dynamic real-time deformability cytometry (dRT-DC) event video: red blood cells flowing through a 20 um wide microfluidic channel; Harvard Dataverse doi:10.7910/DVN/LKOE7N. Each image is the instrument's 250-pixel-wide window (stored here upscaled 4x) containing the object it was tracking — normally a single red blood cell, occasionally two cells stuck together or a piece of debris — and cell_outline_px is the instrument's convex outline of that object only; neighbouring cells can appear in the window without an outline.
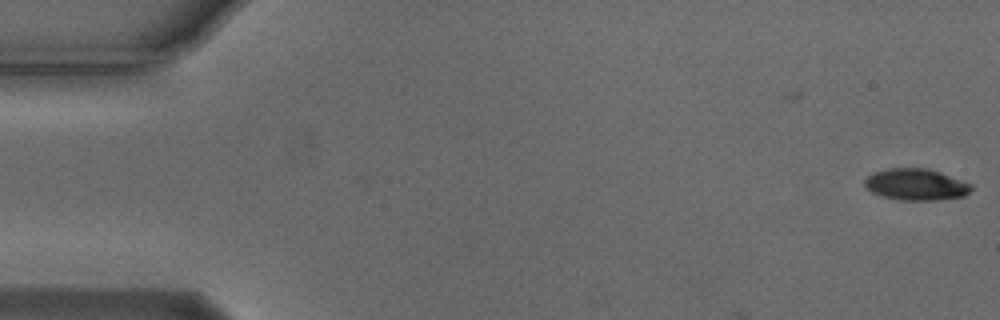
{"species": "Egyptian fruit bat (a non-hibernating species)", "species_latin": "Rousettus aegyptiacus", "temperature_condition": "cold", "stored_images_in_passage": 7, "camera_frame_rate_fps": 3000, "um_per_image_px": 0.085, "animal": {"sex": "male"}, "frame": {"image": 1, "passage_image": 1, "time_ms": 0.0, "image_size_px": [1000, 320], "cell_outline_px": [[972, 188], [964, 196], [936, 200], [900, 200], [880, 196], [872, 192], [864, 184], [864, 180], [868, 176], [876, 172], [888, 168], [924, 168], [940, 172], [972, 184]], "centroid_in_image_um": [77.85, 15.69], "position_along_channel_um": 7.1, "area_um2": 19.42}}